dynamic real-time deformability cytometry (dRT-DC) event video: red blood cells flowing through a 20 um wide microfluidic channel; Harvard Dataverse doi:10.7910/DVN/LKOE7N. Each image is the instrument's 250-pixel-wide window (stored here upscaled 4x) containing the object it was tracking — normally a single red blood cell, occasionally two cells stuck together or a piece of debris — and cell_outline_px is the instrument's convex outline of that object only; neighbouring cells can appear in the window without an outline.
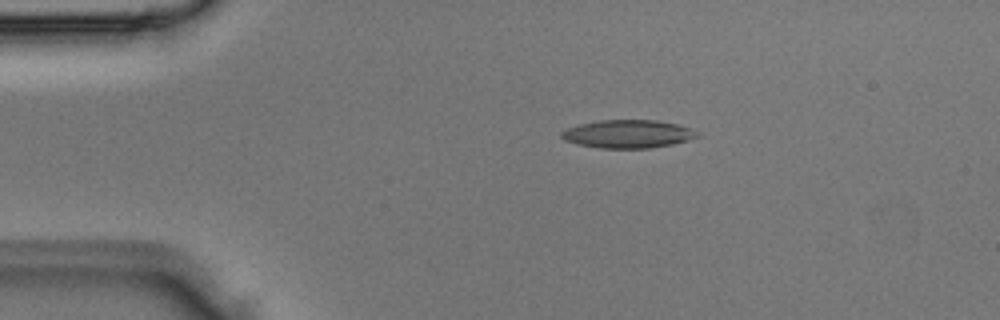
{"species": "Egyptian fruit bat (a non-hibernating species)", "species_latin": "Rousettus aegyptiacus", "temperature_condition": "room temperature", "stored_images_in_passage": 2, "camera_frame_rate_fps": 3000, "um_per_image_px": 0.085, "animal": {"sex": "male"}, "frame": {"image": 1, "passage_image": 1, "time_ms": 0.0, "image_size_px": [1000, 320], "cell_outline_px": [[700, 136], [688, 140], [672, 144], [648, 148], [600, 148], [576, 144], [564, 140], [560, 136], [560, 132], [568, 128], [580, 124], [600, 120], [656, 120], [676, 124], [700, 132]], "centroid_in_image_um": [53.36, 11.39], "position_along_channel_um": 31.6, "area_um2": 22.2}}